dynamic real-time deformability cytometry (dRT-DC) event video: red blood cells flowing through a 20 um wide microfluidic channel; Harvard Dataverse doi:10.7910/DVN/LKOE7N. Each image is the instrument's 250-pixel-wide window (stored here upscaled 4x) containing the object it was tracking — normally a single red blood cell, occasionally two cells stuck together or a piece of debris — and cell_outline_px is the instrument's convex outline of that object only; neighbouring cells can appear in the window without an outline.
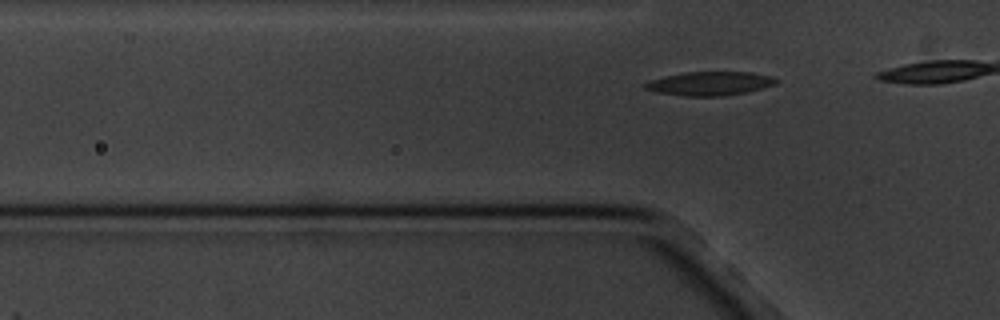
{"species": "common noctule bat (a hibernating species)", "species_latin": "Nyctalus noctula", "temperature_condition": "cold", "stored_images_in_passage": 6, "segment_of_instrument_passage": [2, 2], "camera_frame_rate_fps": 3000, "um_per_image_px": 0.085, "animal": {"sex": "male", "body_mass_g": 20.1, "forearm_length_mm": 53.5}, "frame": {"image": 1, "passage_image": 6, "time_ms": 5.667, "image_size_px": [1000, 320], "cell_outline_px": [[780, 80], [776, 84], [748, 92], [724, 96], [684, 96], [656, 92], [644, 88], [644, 84], [648, 80], [664, 76], [684, 72], [752, 72], [772, 76]], "centroid_in_image_um": [60.35, 7.1], "position_along_channel_um": 65.5, "area_um2": 18.38}}